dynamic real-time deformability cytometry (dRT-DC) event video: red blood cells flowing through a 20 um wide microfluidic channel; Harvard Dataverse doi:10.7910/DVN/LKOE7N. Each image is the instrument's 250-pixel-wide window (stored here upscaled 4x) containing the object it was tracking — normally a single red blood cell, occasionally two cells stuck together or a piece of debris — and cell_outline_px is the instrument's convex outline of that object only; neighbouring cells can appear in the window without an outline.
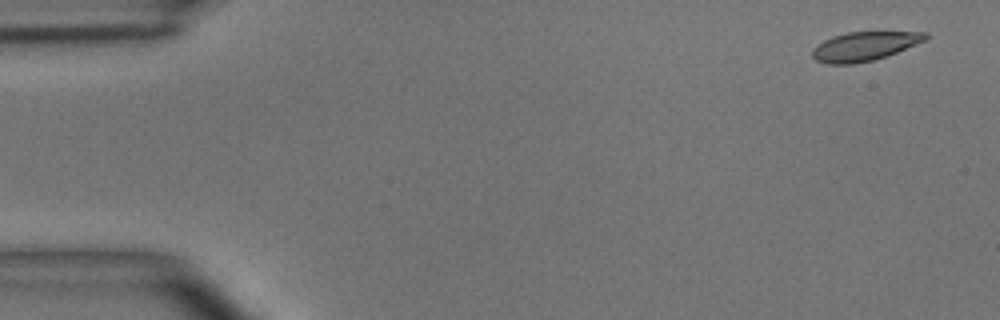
{"species": "common noctule bat (a hibernating species)", "species_latin": "Nyctalus noctula", "temperature_condition": "room temperature", "stored_images_in_passage": 4, "camera_frame_rate_fps": 3000, "um_per_image_px": 0.085, "animal": {"sex": "male", "body_mass_g": 15.6}, "frame": {"image": 1, "passage_image": 1, "time_ms": 0.0, "image_size_px": [1000, 320], "cell_outline_px": [[928, 40], [888, 56], [872, 60], [852, 64], [828, 64], [816, 60], [812, 56], [812, 48], [816, 44], [832, 36], [848, 32], [928, 32]], "centroid_in_image_um": [73.49, 3.93], "position_along_channel_um": 11.5, "area_um2": 19.31}}
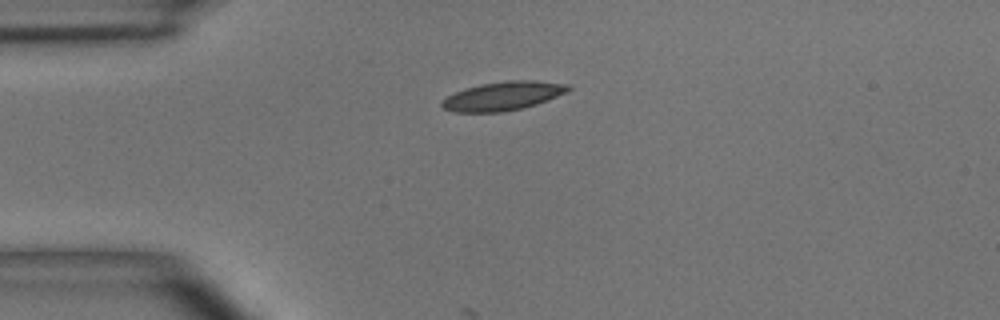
{"frame": {"image": 2, "passage_image": 3, "time_ms": 3.333, "image_size_px": [1000, 320], "cell_outline_px": [[572, 88], [568, 92], [548, 100], [524, 108], [504, 112], [456, 112], [444, 108], [440, 104], [448, 96], [464, 88], [480, 84], [508, 80], [532, 80], [568, 84]], "centroid_in_image_um": [42.8, 8.15], "position_along_channel_um": 42.2, "area_um2": 21.21}}